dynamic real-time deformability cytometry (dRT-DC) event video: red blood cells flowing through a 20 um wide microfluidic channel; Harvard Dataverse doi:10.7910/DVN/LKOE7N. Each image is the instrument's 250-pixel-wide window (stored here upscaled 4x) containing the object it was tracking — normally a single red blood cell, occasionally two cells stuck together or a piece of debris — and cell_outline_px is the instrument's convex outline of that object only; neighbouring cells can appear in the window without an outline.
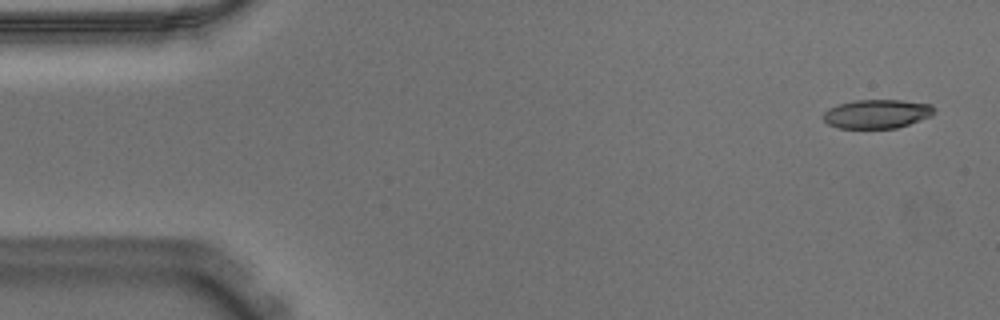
{"species": "Egyptian fruit bat (a non-hibernating species)", "species_latin": "Rousettus aegyptiacus", "temperature_condition": "warm", "stored_images_in_passage": 13, "camera_frame_rate_fps": 3000, "um_per_image_px": 0.085, "animal": {"sex": "male"}, "frame": {"image": 1, "passage_image": 3, "time_ms": 0.667, "image_size_px": [1000, 320], "cell_outline_px": [[936, 112], [932, 116], [896, 128], [836, 128], [828, 124], [820, 116], [828, 108], [836, 104], [852, 100], [904, 100], [932, 104], [936, 108]], "centroid_in_image_um": [74.53, 9.67], "position_along_channel_um": 10.5, "area_um2": 19.07}}